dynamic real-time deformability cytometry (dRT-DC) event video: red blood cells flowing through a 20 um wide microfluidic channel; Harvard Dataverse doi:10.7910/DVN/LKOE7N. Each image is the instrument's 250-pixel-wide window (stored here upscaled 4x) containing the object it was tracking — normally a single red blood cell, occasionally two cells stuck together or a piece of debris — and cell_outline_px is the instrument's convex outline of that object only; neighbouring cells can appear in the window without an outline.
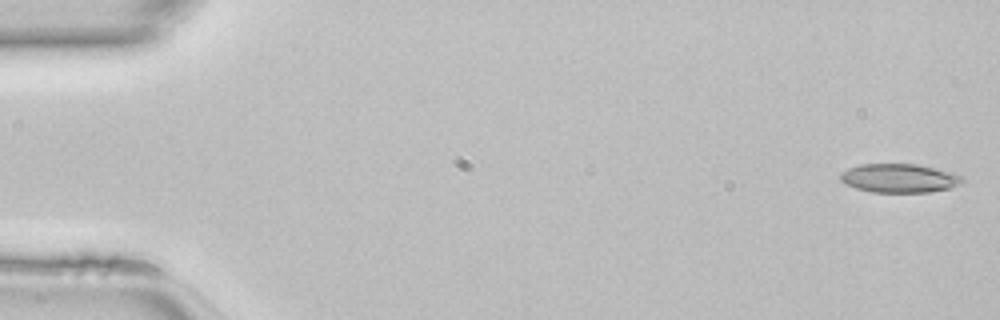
{"species": "common noctule bat (a hibernating species)", "species_latin": "Nyctalus noctula", "temperature_condition": "room temperature", "stored_images_in_passage": 47, "camera_frame_rate_fps": 3000, "um_per_image_px": 0.085, "animal": {"sex": "female", "body_mass_g": 22.7, "forearm_length_mm": 54.2}, "frame": {"image": 1, "passage_image": 1, "time_ms": 0.0, "image_size_px": [1000, 320], "cell_outline_px": [[964, 180], [960, 184], [952, 188], [928, 192], [872, 192], [856, 188], [844, 184], [840, 180], [840, 172], [848, 168], [860, 164], [916, 164], [936, 168], [952, 172], [960, 176]], "centroid_in_image_um": [76.42, 15.14], "position_along_channel_um": 8.6, "area_um2": 20.58}}
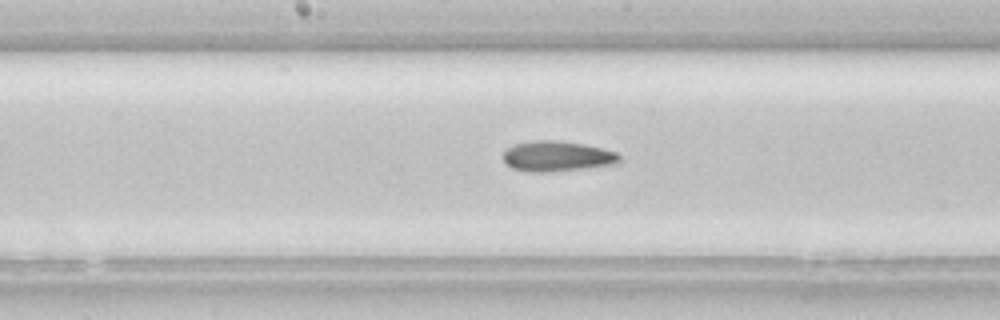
{"frame": {"image": 2, "passage_image": 24, "time_ms": 7.667, "image_size_px": [1000, 320], "cell_outline_px": [[620, 160], [612, 164], [548, 172], [528, 172], [512, 168], [504, 160], [504, 152], [512, 144], [532, 140], [556, 140], [584, 144], [616, 152], [620, 156]], "centroid_in_image_um": [47.29, 13.26], "position_along_channel_um": 200.9, "area_um2": 20.29}}
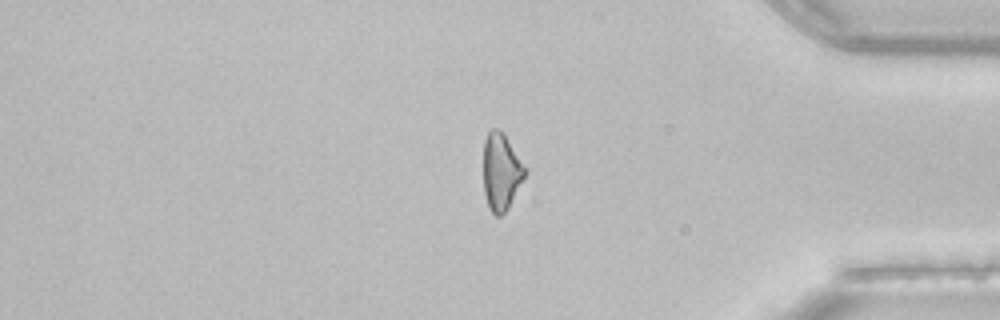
{"frame": {"image": 3, "passage_image": 39, "time_ms": 12.667, "image_size_px": [1000, 320], "cell_outline_px": [[528, 172], [508, 208], [500, 216], [496, 216], [488, 208], [484, 192], [484, 140], [488, 132], [492, 128], [500, 128], [504, 132], [528, 168]], "centroid_in_image_um": [42.63, 14.56], "position_along_channel_um": 392.6, "area_um2": 19.13}}